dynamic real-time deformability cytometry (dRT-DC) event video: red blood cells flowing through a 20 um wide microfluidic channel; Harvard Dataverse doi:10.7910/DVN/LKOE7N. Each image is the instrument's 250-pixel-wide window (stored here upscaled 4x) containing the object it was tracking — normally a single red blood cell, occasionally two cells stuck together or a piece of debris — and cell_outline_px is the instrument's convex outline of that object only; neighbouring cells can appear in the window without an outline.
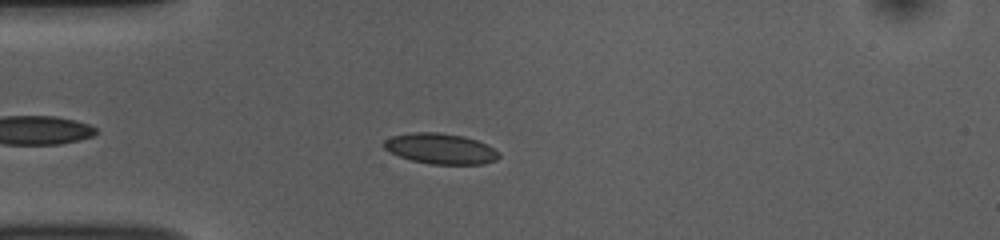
{"species": "common noctule bat (a hibernating species)", "species_latin": "Nyctalus noctula", "temperature_condition": "room temperature", "stored_images_in_passage": 34, "camera_frame_rate_fps": 3000, "um_per_image_px": 0.085, "animal": {"sex": "female", "body_mass_g": 10.0, "forearm_length_mm": 53.1}, "frame": {"image": 1, "passage_image": 8, "time_ms": 2.333, "image_size_px": [1000, 240], "cell_outline_px": [[500, 156], [496, 160], [484, 164], [432, 164], [412, 160], [400, 156], [384, 148], [384, 140], [392, 136], [412, 132], [436, 132], [464, 136], [476, 140], [500, 152]], "centroid_in_image_um": [37.46, 12.63], "position_along_channel_um": 47.5, "area_um2": 20.29}}
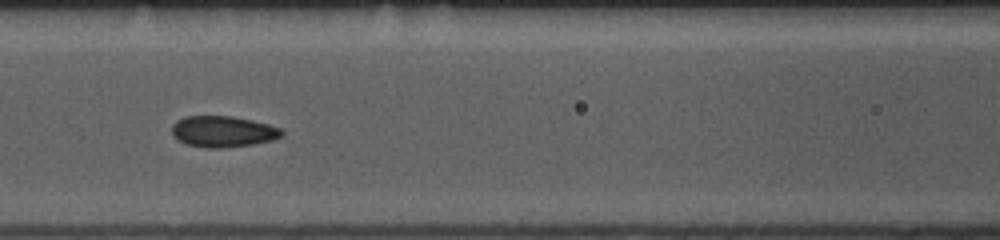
{"frame": {"image": 2, "passage_image": 17, "time_ms": 5.333, "image_size_px": [1000, 240], "cell_outline_px": [[284, 136], [272, 140], [252, 144], [224, 148], [204, 148], [188, 144], [172, 136], [172, 124], [176, 120], [184, 116], [232, 116], [252, 120], [268, 124], [280, 128], [284, 132]], "centroid_in_image_um": [18.95, 11.18], "position_along_channel_um": 147.6, "area_um2": 20.06}}
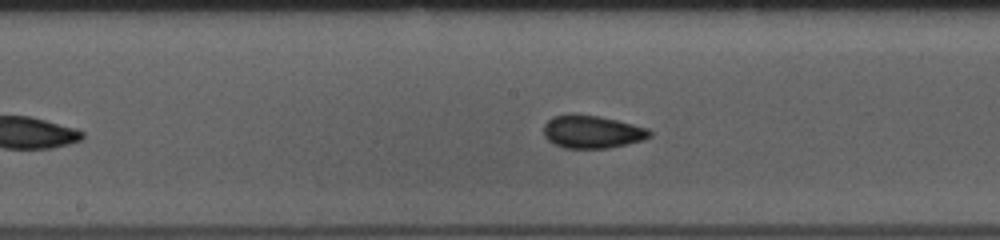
{"frame": {"image": 3, "passage_image": 21, "time_ms": 6.667, "image_size_px": [1000, 240], "cell_outline_px": [[652, 136], [644, 140], [608, 148], [564, 148], [548, 140], [544, 136], [544, 124], [548, 120], [556, 116], [572, 112], [596, 116], [616, 120], [648, 128], [652, 132]], "centroid_in_image_um": [50.33, 11.19], "position_along_channel_um": 197.9, "area_um2": 20.35}}